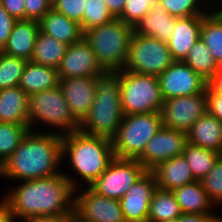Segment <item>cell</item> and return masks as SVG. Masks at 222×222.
Masks as SVG:
<instances>
[{
	"mask_svg": "<svg viewBox=\"0 0 222 222\" xmlns=\"http://www.w3.org/2000/svg\"><path fill=\"white\" fill-rule=\"evenodd\" d=\"M216 75H221L222 76V60L217 63Z\"/></svg>",
	"mask_w": 222,
	"mask_h": 222,
	"instance_id": "681fc988",
	"label": "cell"
},
{
	"mask_svg": "<svg viewBox=\"0 0 222 222\" xmlns=\"http://www.w3.org/2000/svg\"><path fill=\"white\" fill-rule=\"evenodd\" d=\"M160 222H177V219H173V220H166V221H160Z\"/></svg>",
	"mask_w": 222,
	"mask_h": 222,
	"instance_id": "f5cc1de1",
	"label": "cell"
},
{
	"mask_svg": "<svg viewBox=\"0 0 222 222\" xmlns=\"http://www.w3.org/2000/svg\"><path fill=\"white\" fill-rule=\"evenodd\" d=\"M222 154L215 151L185 143L183 156L189 164L195 180H202L212 169Z\"/></svg>",
	"mask_w": 222,
	"mask_h": 222,
	"instance_id": "f1b7e54d",
	"label": "cell"
},
{
	"mask_svg": "<svg viewBox=\"0 0 222 222\" xmlns=\"http://www.w3.org/2000/svg\"><path fill=\"white\" fill-rule=\"evenodd\" d=\"M86 0H52V8L78 22L83 31V12Z\"/></svg>",
	"mask_w": 222,
	"mask_h": 222,
	"instance_id": "74e56055",
	"label": "cell"
},
{
	"mask_svg": "<svg viewBox=\"0 0 222 222\" xmlns=\"http://www.w3.org/2000/svg\"><path fill=\"white\" fill-rule=\"evenodd\" d=\"M28 100L19 86L0 90V122L28 125Z\"/></svg>",
	"mask_w": 222,
	"mask_h": 222,
	"instance_id": "603a6c76",
	"label": "cell"
},
{
	"mask_svg": "<svg viewBox=\"0 0 222 222\" xmlns=\"http://www.w3.org/2000/svg\"><path fill=\"white\" fill-rule=\"evenodd\" d=\"M162 126L161 112L124 115L112 139L115 157L137 159Z\"/></svg>",
	"mask_w": 222,
	"mask_h": 222,
	"instance_id": "52a82bcc",
	"label": "cell"
},
{
	"mask_svg": "<svg viewBox=\"0 0 222 222\" xmlns=\"http://www.w3.org/2000/svg\"><path fill=\"white\" fill-rule=\"evenodd\" d=\"M0 4L16 20H25L24 0H0Z\"/></svg>",
	"mask_w": 222,
	"mask_h": 222,
	"instance_id": "b9f144b4",
	"label": "cell"
},
{
	"mask_svg": "<svg viewBox=\"0 0 222 222\" xmlns=\"http://www.w3.org/2000/svg\"><path fill=\"white\" fill-rule=\"evenodd\" d=\"M187 142L222 154V122L206 112L186 133Z\"/></svg>",
	"mask_w": 222,
	"mask_h": 222,
	"instance_id": "44dd1931",
	"label": "cell"
},
{
	"mask_svg": "<svg viewBox=\"0 0 222 222\" xmlns=\"http://www.w3.org/2000/svg\"><path fill=\"white\" fill-rule=\"evenodd\" d=\"M209 0H159V6L167 13L177 18L205 15L209 7H205ZM202 7V8H201Z\"/></svg>",
	"mask_w": 222,
	"mask_h": 222,
	"instance_id": "836d02e7",
	"label": "cell"
},
{
	"mask_svg": "<svg viewBox=\"0 0 222 222\" xmlns=\"http://www.w3.org/2000/svg\"><path fill=\"white\" fill-rule=\"evenodd\" d=\"M28 104L30 130H34V125L38 123V125L45 127L48 125L49 130H44V132H55L64 135L79 131V123L71 115L59 85L49 90L30 94ZM50 127H53V130Z\"/></svg>",
	"mask_w": 222,
	"mask_h": 222,
	"instance_id": "8992f818",
	"label": "cell"
},
{
	"mask_svg": "<svg viewBox=\"0 0 222 222\" xmlns=\"http://www.w3.org/2000/svg\"><path fill=\"white\" fill-rule=\"evenodd\" d=\"M27 62L0 52V90L19 86Z\"/></svg>",
	"mask_w": 222,
	"mask_h": 222,
	"instance_id": "d6a6232c",
	"label": "cell"
},
{
	"mask_svg": "<svg viewBox=\"0 0 222 222\" xmlns=\"http://www.w3.org/2000/svg\"><path fill=\"white\" fill-rule=\"evenodd\" d=\"M42 132V133H41ZM62 135L29 130L16 150L3 162L1 178L24 181L60 173ZM60 168V169H59Z\"/></svg>",
	"mask_w": 222,
	"mask_h": 222,
	"instance_id": "7a4b0ae2",
	"label": "cell"
},
{
	"mask_svg": "<svg viewBox=\"0 0 222 222\" xmlns=\"http://www.w3.org/2000/svg\"><path fill=\"white\" fill-rule=\"evenodd\" d=\"M39 27L42 33L68 46L79 41L84 35L78 22L67 18L53 8L39 21Z\"/></svg>",
	"mask_w": 222,
	"mask_h": 222,
	"instance_id": "7402d4cb",
	"label": "cell"
},
{
	"mask_svg": "<svg viewBox=\"0 0 222 222\" xmlns=\"http://www.w3.org/2000/svg\"><path fill=\"white\" fill-rule=\"evenodd\" d=\"M59 86L71 115L80 124L88 115L95 97L94 76L60 79Z\"/></svg>",
	"mask_w": 222,
	"mask_h": 222,
	"instance_id": "e0dca14e",
	"label": "cell"
},
{
	"mask_svg": "<svg viewBox=\"0 0 222 222\" xmlns=\"http://www.w3.org/2000/svg\"><path fill=\"white\" fill-rule=\"evenodd\" d=\"M155 6H159V0H126L118 18L134 27Z\"/></svg>",
	"mask_w": 222,
	"mask_h": 222,
	"instance_id": "d590c367",
	"label": "cell"
},
{
	"mask_svg": "<svg viewBox=\"0 0 222 222\" xmlns=\"http://www.w3.org/2000/svg\"><path fill=\"white\" fill-rule=\"evenodd\" d=\"M160 112L164 127L187 133L207 112V88L195 95L164 100Z\"/></svg>",
	"mask_w": 222,
	"mask_h": 222,
	"instance_id": "8fae6325",
	"label": "cell"
},
{
	"mask_svg": "<svg viewBox=\"0 0 222 222\" xmlns=\"http://www.w3.org/2000/svg\"><path fill=\"white\" fill-rule=\"evenodd\" d=\"M207 112L222 122V95L215 94L208 86Z\"/></svg>",
	"mask_w": 222,
	"mask_h": 222,
	"instance_id": "60d3db41",
	"label": "cell"
},
{
	"mask_svg": "<svg viewBox=\"0 0 222 222\" xmlns=\"http://www.w3.org/2000/svg\"><path fill=\"white\" fill-rule=\"evenodd\" d=\"M172 193L182 213H215L212 210L216 205L204 190L200 180L175 188Z\"/></svg>",
	"mask_w": 222,
	"mask_h": 222,
	"instance_id": "cb8c5ba5",
	"label": "cell"
},
{
	"mask_svg": "<svg viewBox=\"0 0 222 222\" xmlns=\"http://www.w3.org/2000/svg\"><path fill=\"white\" fill-rule=\"evenodd\" d=\"M0 204L17 222L33 216H67L74 211L75 189L63 172L24 180L9 188Z\"/></svg>",
	"mask_w": 222,
	"mask_h": 222,
	"instance_id": "6da1fadb",
	"label": "cell"
},
{
	"mask_svg": "<svg viewBox=\"0 0 222 222\" xmlns=\"http://www.w3.org/2000/svg\"><path fill=\"white\" fill-rule=\"evenodd\" d=\"M207 86L217 95H222V76L215 75L207 84Z\"/></svg>",
	"mask_w": 222,
	"mask_h": 222,
	"instance_id": "bcb514c9",
	"label": "cell"
},
{
	"mask_svg": "<svg viewBox=\"0 0 222 222\" xmlns=\"http://www.w3.org/2000/svg\"><path fill=\"white\" fill-rule=\"evenodd\" d=\"M177 222H222V215L215 213L205 214H193V213H182L177 218Z\"/></svg>",
	"mask_w": 222,
	"mask_h": 222,
	"instance_id": "7bdbcfd3",
	"label": "cell"
},
{
	"mask_svg": "<svg viewBox=\"0 0 222 222\" xmlns=\"http://www.w3.org/2000/svg\"><path fill=\"white\" fill-rule=\"evenodd\" d=\"M146 171L137 159L115 157L89 187L99 195L120 200Z\"/></svg>",
	"mask_w": 222,
	"mask_h": 222,
	"instance_id": "30bf717a",
	"label": "cell"
},
{
	"mask_svg": "<svg viewBox=\"0 0 222 222\" xmlns=\"http://www.w3.org/2000/svg\"><path fill=\"white\" fill-rule=\"evenodd\" d=\"M203 15L176 17L168 48L174 60L183 61L200 38Z\"/></svg>",
	"mask_w": 222,
	"mask_h": 222,
	"instance_id": "ac0fdd59",
	"label": "cell"
},
{
	"mask_svg": "<svg viewBox=\"0 0 222 222\" xmlns=\"http://www.w3.org/2000/svg\"><path fill=\"white\" fill-rule=\"evenodd\" d=\"M151 171L158 188L163 190L172 191L195 181L183 154L159 163Z\"/></svg>",
	"mask_w": 222,
	"mask_h": 222,
	"instance_id": "ffe728a7",
	"label": "cell"
},
{
	"mask_svg": "<svg viewBox=\"0 0 222 222\" xmlns=\"http://www.w3.org/2000/svg\"><path fill=\"white\" fill-rule=\"evenodd\" d=\"M114 158L112 140L88 135L80 130L62 135V162H69L73 177L71 172L63 174L75 190L83 186L80 184L82 181L89 187ZM76 178L81 180L79 184Z\"/></svg>",
	"mask_w": 222,
	"mask_h": 222,
	"instance_id": "3957f363",
	"label": "cell"
},
{
	"mask_svg": "<svg viewBox=\"0 0 222 222\" xmlns=\"http://www.w3.org/2000/svg\"><path fill=\"white\" fill-rule=\"evenodd\" d=\"M0 222H15V219L1 204H0Z\"/></svg>",
	"mask_w": 222,
	"mask_h": 222,
	"instance_id": "7dc6e473",
	"label": "cell"
},
{
	"mask_svg": "<svg viewBox=\"0 0 222 222\" xmlns=\"http://www.w3.org/2000/svg\"><path fill=\"white\" fill-rule=\"evenodd\" d=\"M65 216H33L20 222H63Z\"/></svg>",
	"mask_w": 222,
	"mask_h": 222,
	"instance_id": "f6af8a7d",
	"label": "cell"
},
{
	"mask_svg": "<svg viewBox=\"0 0 222 222\" xmlns=\"http://www.w3.org/2000/svg\"><path fill=\"white\" fill-rule=\"evenodd\" d=\"M163 100L202 93L208 82L184 61L175 60L158 76Z\"/></svg>",
	"mask_w": 222,
	"mask_h": 222,
	"instance_id": "7c38bea8",
	"label": "cell"
},
{
	"mask_svg": "<svg viewBox=\"0 0 222 222\" xmlns=\"http://www.w3.org/2000/svg\"><path fill=\"white\" fill-rule=\"evenodd\" d=\"M186 142V132L162 126L137 160L147 171H151L159 163L182 155Z\"/></svg>",
	"mask_w": 222,
	"mask_h": 222,
	"instance_id": "5bb4252c",
	"label": "cell"
},
{
	"mask_svg": "<svg viewBox=\"0 0 222 222\" xmlns=\"http://www.w3.org/2000/svg\"><path fill=\"white\" fill-rule=\"evenodd\" d=\"M63 222H89V221L82 219L78 214H76L73 211L69 215L63 218Z\"/></svg>",
	"mask_w": 222,
	"mask_h": 222,
	"instance_id": "c3c4849f",
	"label": "cell"
},
{
	"mask_svg": "<svg viewBox=\"0 0 222 222\" xmlns=\"http://www.w3.org/2000/svg\"><path fill=\"white\" fill-rule=\"evenodd\" d=\"M134 27L114 18L104 25L96 26L84 32L99 65L104 71L124 69Z\"/></svg>",
	"mask_w": 222,
	"mask_h": 222,
	"instance_id": "5b68a950",
	"label": "cell"
},
{
	"mask_svg": "<svg viewBox=\"0 0 222 222\" xmlns=\"http://www.w3.org/2000/svg\"><path fill=\"white\" fill-rule=\"evenodd\" d=\"M174 61L166 42L134 33L124 70L158 77Z\"/></svg>",
	"mask_w": 222,
	"mask_h": 222,
	"instance_id": "9c48e42d",
	"label": "cell"
},
{
	"mask_svg": "<svg viewBox=\"0 0 222 222\" xmlns=\"http://www.w3.org/2000/svg\"><path fill=\"white\" fill-rule=\"evenodd\" d=\"M203 15L200 38L210 49L212 56L218 63L222 60V15L213 8Z\"/></svg>",
	"mask_w": 222,
	"mask_h": 222,
	"instance_id": "83f0119b",
	"label": "cell"
},
{
	"mask_svg": "<svg viewBox=\"0 0 222 222\" xmlns=\"http://www.w3.org/2000/svg\"><path fill=\"white\" fill-rule=\"evenodd\" d=\"M181 215L182 211L172 191L157 187L150 202L148 222L173 220Z\"/></svg>",
	"mask_w": 222,
	"mask_h": 222,
	"instance_id": "f546056e",
	"label": "cell"
},
{
	"mask_svg": "<svg viewBox=\"0 0 222 222\" xmlns=\"http://www.w3.org/2000/svg\"><path fill=\"white\" fill-rule=\"evenodd\" d=\"M59 85L56 68L28 61L21 77L19 87L29 96L43 90H49Z\"/></svg>",
	"mask_w": 222,
	"mask_h": 222,
	"instance_id": "484cf974",
	"label": "cell"
},
{
	"mask_svg": "<svg viewBox=\"0 0 222 222\" xmlns=\"http://www.w3.org/2000/svg\"><path fill=\"white\" fill-rule=\"evenodd\" d=\"M67 46L54 37L39 31L30 61L57 69L65 55Z\"/></svg>",
	"mask_w": 222,
	"mask_h": 222,
	"instance_id": "4316f807",
	"label": "cell"
},
{
	"mask_svg": "<svg viewBox=\"0 0 222 222\" xmlns=\"http://www.w3.org/2000/svg\"><path fill=\"white\" fill-rule=\"evenodd\" d=\"M74 212L89 222H126L119 200L99 195L87 186L75 190Z\"/></svg>",
	"mask_w": 222,
	"mask_h": 222,
	"instance_id": "4fadbf2b",
	"label": "cell"
},
{
	"mask_svg": "<svg viewBox=\"0 0 222 222\" xmlns=\"http://www.w3.org/2000/svg\"><path fill=\"white\" fill-rule=\"evenodd\" d=\"M104 2L106 3L111 14L115 18H118L122 14L126 0H104Z\"/></svg>",
	"mask_w": 222,
	"mask_h": 222,
	"instance_id": "ee69618b",
	"label": "cell"
},
{
	"mask_svg": "<svg viewBox=\"0 0 222 222\" xmlns=\"http://www.w3.org/2000/svg\"><path fill=\"white\" fill-rule=\"evenodd\" d=\"M114 18L104 0H86L83 12V33L93 27L104 25Z\"/></svg>",
	"mask_w": 222,
	"mask_h": 222,
	"instance_id": "e575fe53",
	"label": "cell"
},
{
	"mask_svg": "<svg viewBox=\"0 0 222 222\" xmlns=\"http://www.w3.org/2000/svg\"><path fill=\"white\" fill-rule=\"evenodd\" d=\"M29 125L0 122V161L3 163L29 132Z\"/></svg>",
	"mask_w": 222,
	"mask_h": 222,
	"instance_id": "1f68e13d",
	"label": "cell"
},
{
	"mask_svg": "<svg viewBox=\"0 0 222 222\" xmlns=\"http://www.w3.org/2000/svg\"><path fill=\"white\" fill-rule=\"evenodd\" d=\"M2 168H3V163L0 161V179H1V175H2Z\"/></svg>",
	"mask_w": 222,
	"mask_h": 222,
	"instance_id": "816d5d0a",
	"label": "cell"
},
{
	"mask_svg": "<svg viewBox=\"0 0 222 222\" xmlns=\"http://www.w3.org/2000/svg\"><path fill=\"white\" fill-rule=\"evenodd\" d=\"M200 181L210 199L220 207L222 205V155L214 163L213 169Z\"/></svg>",
	"mask_w": 222,
	"mask_h": 222,
	"instance_id": "8d00e7d4",
	"label": "cell"
},
{
	"mask_svg": "<svg viewBox=\"0 0 222 222\" xmlns=\"http://www.w3.org/2000/svg\"><path fill=\"white\" fill-rule=\"evenodd\" d=\"M183 61L207 82L216 75L217 62L201 38L192 46Z\"/></svg>",
	"mask_w": 222,
	"mask_h": 222,
	"instance_id": "4dcf8cb0",
	"label": "cell"
},
{
	"mask_svg": "<svg viewBox=\"0 0 222 222\" xmlns=\"http://www.w3.org/2000/svg\"><path fill=\"white\" fill-rule=\"evenodd\" d=\"M121 107L124 115L160 112L163 105L157 76L120 71Z\"/></svg>",
	"mask_w": 222,
	"mask_h": 222,
	"instance_id": "ba28073f",
	"label": "cell"
},
{
	"mask_svg": "<svg viewBox=\"0 0 222 222\" xmlns=\"http://www.w3.org/2000/svg\"><path fill=\"white\" fill-rule=\"evenodd\" d=\"M16 21L0 4V52L6 45Z\"/></svg>",
	"mask_w": 222,
	"mask_h": 222,
	"instance_id": "ab89813d",
	"label": "cell"
},
{
	"mask_svg": "<svg viewBox=\"0 0 222 222\" xmlns=\"http://www.w3.org/2000/svg\"><path fill=\"white\" fill-rule=\"evenodd\" d=\"M219 2H221L222 3V1H219ZM217 3V5H219V6H217L218 7V9H217V7L214 5V8L222 15V9H220V7L222 8V6L220 5V3Z\"/></svg>",
	"mask_w": 222,
	"mask_h": 222,
	"instance_id": "f907efd6",
	"label": "cell"
},
{
	"mask_svg": "<svg viewBox=\"0 0 222 222\" xmlns=\"http://www.w3.org/2000/svg\"><path fill=\"white\" fill-rule=\"evenodd\" d=\"M39 31V22L34 20H17L1 52L29 61L32 57Z\"/></svg>",
	"mask_w": 222,
	"mask_h": 222,
	"instance_id": "d6986e66",
	"label": "cell"
},
{
	"mask_svg": "<svg viewBox=\"0 0 222 222\" xmlns=\"http://www.w3.org/2000/svg\"><path fill=\"white\" fill-rule=\"evenodd\" d=\"M57 71L59 80L79 76H97L104 72L89 42L84 37L67 46Z\"/></svg>",
	"mask_w": 222,
	"mask_h": 222,
	"instance_id": "2e32d148",
	"label": "cell"
},
{
	"mask_svg": "<svg viewBox=\"0 0 222 222\" xmlns=\"http://www.w3.org/2000/svg\"><path fill=\"white\" fill-rule=\"evenodd\" d=\"M155 175L146 171L119 200L126 222H148L149 206L157 189Z\"/></svg>",
	"mask_w": 222,
	"mask_h": 222,
	"instance_id": "9a60e30c",
	"label": "cell"
},
{
	"mask_svg": "<svg viewBox=\"0 0 222 222\" xmlns=\"http://www.w3.org/2000/svg\"><path fill=\"white\" fill-rule=\"evenodd\" d=\"M175 21V16L167 13L160 6H155L134 26V33L167 43Z\"/></svg>",
	"mask_w": 222,
	"mask_h": 222,
	"instance_id": "d4e9b609",
	"label": "cell"
},
{
	"mask_svg": "<svg viewBox=\"0 0 222 222\" xmlns=\"http://www.w3.org/2000/svg\"><path fill=\"white\" fill-rule=\"evenodd\" d=\"M95 97L85 119L79 124L82 133L112 140L123 120L120 71H104L94 76Z\"/></svg>",
	"mask_w": 222,
	"mask_h": 222,
	"instance_id": "277c9868",
	"label": "cell"
},
{
	"mask_svg": "<svg viewBox=\"0 0 222 222\" xmlns=\"http://www.w3.org/2000/svg\"><path fill=\"white\" fill-rule=\"evenodd\" d=\"M25 20L39 22L52 9V0H24Z\"/></svg>",
	"mask_w": 222,
	"mask_h": 222,
	"instance_id": "f35d334b",
	"label": "cell"
}]
</instances>
